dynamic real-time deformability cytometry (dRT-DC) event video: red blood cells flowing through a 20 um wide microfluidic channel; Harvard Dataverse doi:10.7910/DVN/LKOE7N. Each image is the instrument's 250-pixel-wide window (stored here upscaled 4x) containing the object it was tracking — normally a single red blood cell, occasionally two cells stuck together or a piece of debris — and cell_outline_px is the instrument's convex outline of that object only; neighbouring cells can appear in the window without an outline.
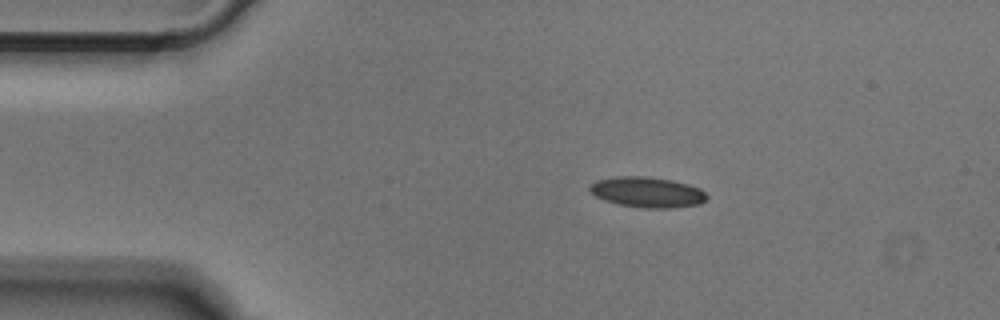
{"species": "Egyptian fruit bat (a non-hibernating species)", "species_latin": "Rousettus aegyptiacus", "temperature_condition": "cold", "stored_images_in_passage": 42, "camera_frame_rate_fps": 3000, "um_per_image_px": 0.085, "animal": {"sex": "male"}, "frame": {"image": 1, "passage_image": 1, "time_ms": 0.0, "image_size_px": [1000, 320], "cell_outline_px": [[708, 196], [700, 204], [672, 208], [644, 208], [620, 204], [604, 200], [596, 196], [588, 188], [596, 180], [620, 176], [644, 176], [672, 180], [688, 184], [700, 188]], "centroid_in_image_um": [55.04, 16.33], "position_along_channel_um": 30.0, "area_um2": 20.63}}
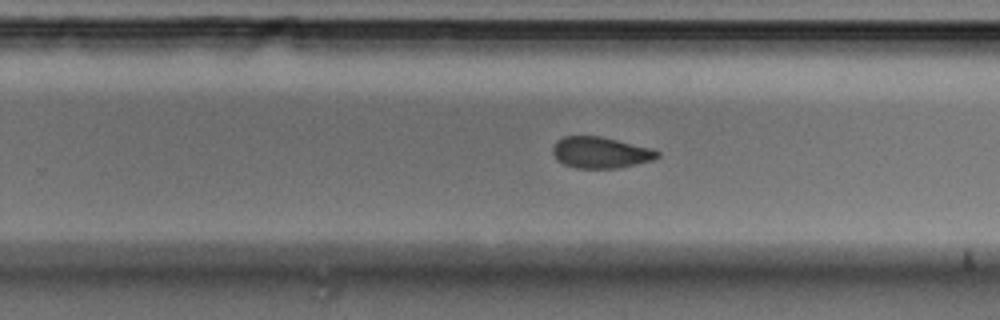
{"frame": {"image": 2, "passage_image": 23, "time_ms": 7.333, "image_size_px": [1000, 320], "cell_outline_px": [[660, 156], [652, 160], [616, 168], [576, 168], [564, 164], [556, 160], [552, 152], [552, 148], [556, 140], [564, 136], [600, 136], [652, 148], [660, 152]], "centroid_in_image_um": [51.01, 12.96], "position_along_channel_um": 278.8, "area_um2": 19.07}}
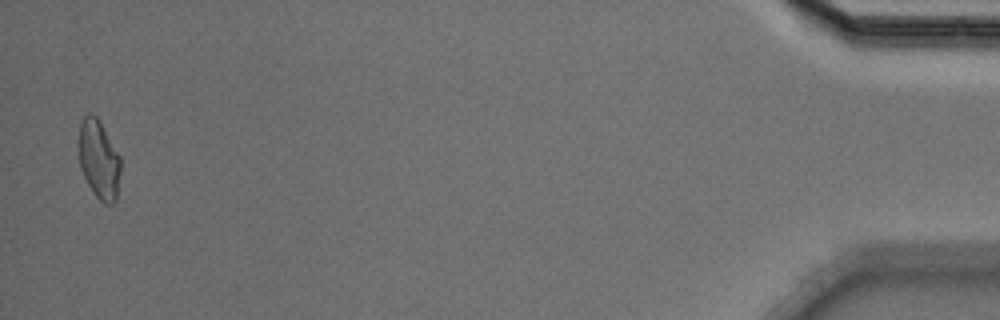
{"frame": {"image": 3, "passage_image": 41, "time_ms": 13.333, "image_size_px": [1000, 320], "cell_outline_px": [[120, 172], [116, 200], [112, 204], [104, 204], [92, 192], [80, 168], [80, 124], [84, 116], [88, 112], [96, 116], [120, 156]], "centroid_in_image_um": [8.42, 13.59], "position_along_channel_um": 426.8, "area_um2": 18.84}}